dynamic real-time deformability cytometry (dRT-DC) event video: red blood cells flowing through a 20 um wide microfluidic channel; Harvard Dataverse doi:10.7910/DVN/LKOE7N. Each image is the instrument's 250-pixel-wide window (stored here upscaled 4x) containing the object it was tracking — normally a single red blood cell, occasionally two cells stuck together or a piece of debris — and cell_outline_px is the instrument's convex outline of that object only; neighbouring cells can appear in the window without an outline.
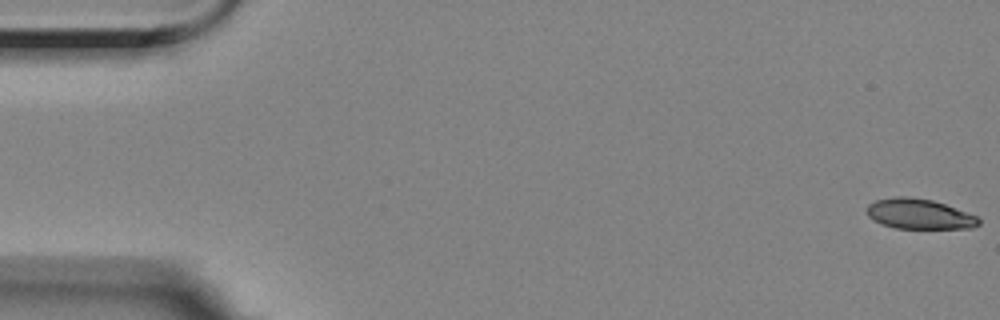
{"species": "Egyptian fruit bat (a non-hibernating species)", "species_latin": "Rousettus aegyptiacus", "temperature_condition": "room temperature", "stored_images_in_passage": 14, "camera_frame_rate_fps": 3000, "um_per_image_px": 0.085, "animal": {"sex": "female"}, "frame": {"image": 1, "passage_image": 1, "time_ms": 0.0, "image_size_px": [1000, 320], "cell_outline_px": [[980, 224], [972, 228], [896, 228], [880, 224], [868, 216], [864, 208], [868, 204], [876, 200], [896, 196], [908, 196], [932, 200], [944, 204], [976, 216], [980, 220]], "centroid_in_image_um": [78.07, 18.18], "position_along_channel_um": 6.9, "area_um2": 19.65}}